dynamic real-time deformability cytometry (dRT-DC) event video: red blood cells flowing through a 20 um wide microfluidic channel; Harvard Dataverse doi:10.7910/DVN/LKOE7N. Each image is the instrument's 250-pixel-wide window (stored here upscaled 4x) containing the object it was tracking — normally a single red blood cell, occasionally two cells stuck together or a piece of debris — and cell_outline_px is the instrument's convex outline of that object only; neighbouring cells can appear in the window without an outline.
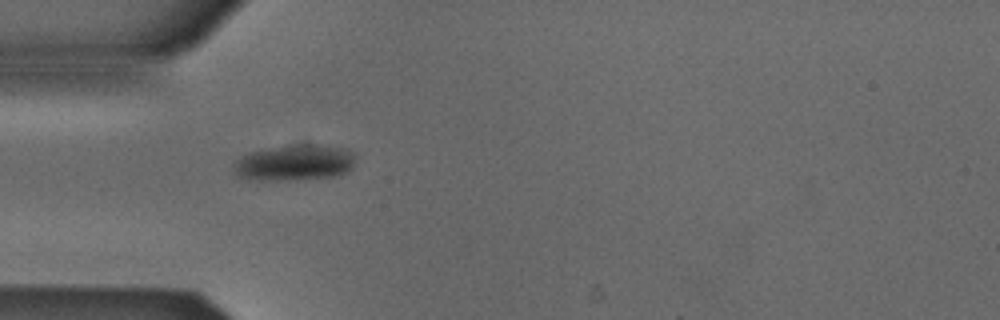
{"species": "Egyptian fruit bat (a non-hibernating species)", "species_latin": "Rousettus aegyptiacus", "temperature_condition": "cold", "stored_images_in_passage": 32, "camera_frame_rate_fps": 3000, "um_per_image_px": 0.085, "animal": {"sex": "male"}, "frame": {"image": 1, "passage_image": 1, "time_ms": 0.0, "image_size_px": [1000, 320], "cell_outline_px": [[356, 156], [352, 168], [344, 172], [332, 176], [280, 180], [256, 180], [236, 176], [232, 172], [232, 164], [240, 156], [248, 152], [268, 148], [296, 144], [324, 144], [344, 148], [356, 152]], "centroid_in_image_um": [25.0, 13.8], "position_along_channel_um": 60.0, "area_um2": 25.84}}
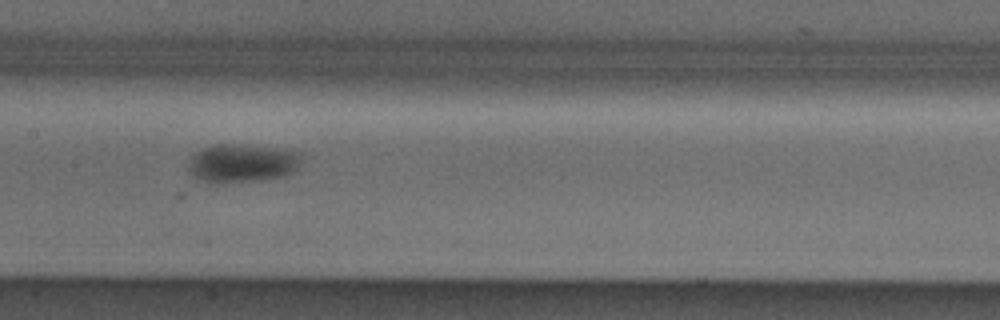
{"frame": {"image": 2, "passage_image": 11, "time_ms": 3.333, "image_size_px": [1000, 320], "cell_outline_px": [[300, 156], [296, 168], [292, 172], [284, 176], [260, 180], [224, 184], [212, 184], [200, 180], [192, 176], [188, 172], [188, 160], [196, 152], [212, 144], [232, 144], [284, 148], [300, 152]], "centroid_in_image_um": [20.51, 13.88], "position_along_channel_um": 186.9, "area_um2": 25.78}}
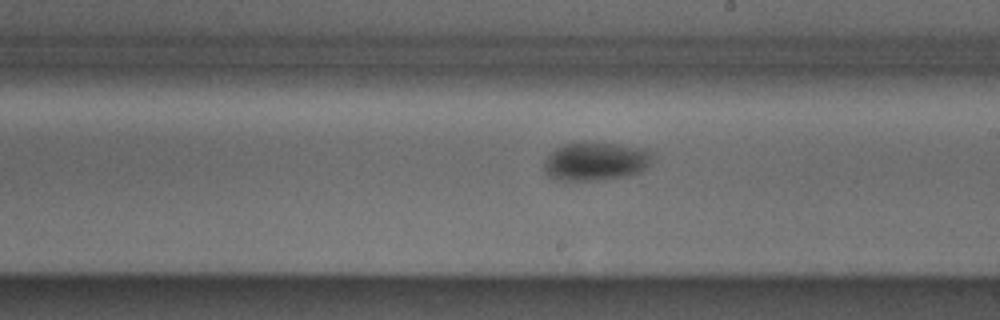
{"frame": {"image": 3, "passage_image": 15, "time_ms": 4.667, "image_size_px": [1000, 320], "cell_outline_px": [[652, 156], [648, 164], [640, 172], [628, 176], [604, 180], [556, 180], [548, 176], [544, 172], [544, 160], [556, 148], [564, 144], [580, 140], [620, 144], [640, 148], [652, 152]], "centroid_in_image_um": [50.59, 13.7], "position_along_channel_um": 238.4, "area_um2": 24.68}, "authors_computed_cell_mechanics": {"area_um2": 23.8714, "velocity_mm_per_s": 3.8767, "shape_relaxation_time_tau1_ms": 3.5221, "shape_relaxation_time_tau2_ms": null, "deformation_change_tau1": 0.0978, "deformation_change_tau2": null}}